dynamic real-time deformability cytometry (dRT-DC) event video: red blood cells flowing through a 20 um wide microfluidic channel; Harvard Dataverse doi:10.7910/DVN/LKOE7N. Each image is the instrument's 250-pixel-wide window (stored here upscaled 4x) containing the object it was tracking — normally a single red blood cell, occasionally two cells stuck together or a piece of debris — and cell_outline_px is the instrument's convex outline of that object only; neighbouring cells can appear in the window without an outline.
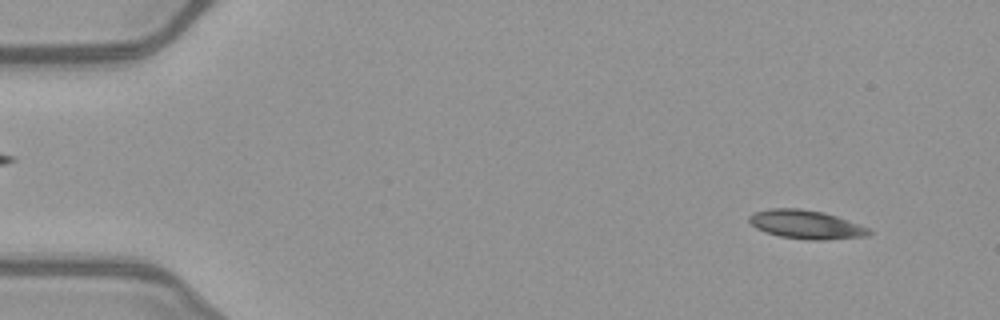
{"species": "common noctule bat (a hibernating species)", "species_latin": "Nyctalus noctula", "temperature_condition": "warm", "stored_images_in_passage": 50, "camera_frame_rate_fps": 3000, "um_per_image_px": 0.085, "animal": {"sex": "female", "body_mass_g": 21.9}, "frame": {"image": 1, "passage_image": 4, "time_ms": 1.0, "image_size_px": [1000, 320], "cell_outline_px": [[872, 232], [868, 236], [812, 240], [780, 236], [764, 232], [756, 228], [748, 220], [748, 216], [756, 212], [772, 208], [800, 208], [824, 212], [836, 216], [868, 228]], "centroid_in_image_um": [68.48, 19.07], "position_along_channel_um": 16.5, "area_um2": 19.71}}
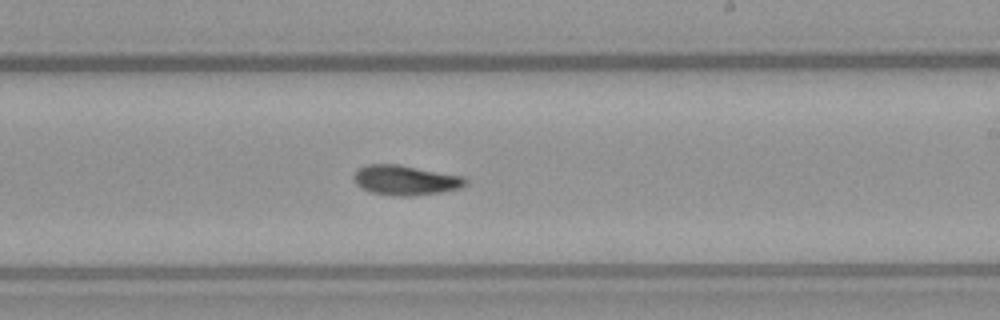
{"frame": {"image": 2, "passage_image": 30, "time_ms": 9.667, "image_size_px": [1000, 320], "cell_outline_px": [[468, 184], [460, 188], [444, 192], [412, 196], [392, 196], [372, 192], [356, 184], [352, 176], [364, 164], [400, 164], [464, 176], [468, 180]], "centroid_in_image_um": [34.51, 15.31], "position_along_channel_um": 254.5, "area_um2": 19.71}}
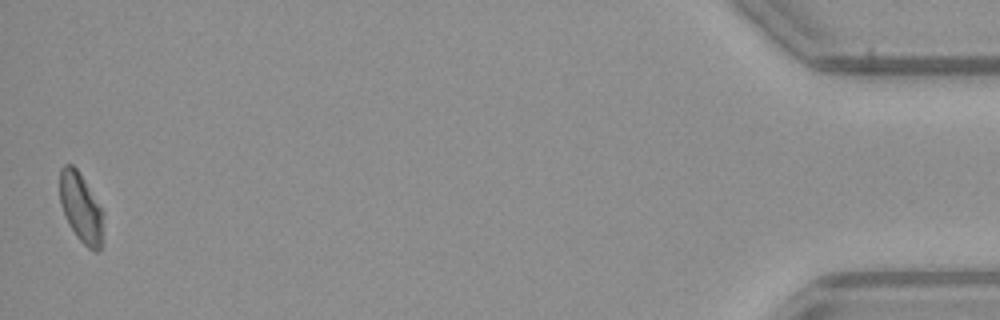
{"frame": {"image": 3, "passage_image": 50, "time_ms": 16.333, "image_size_px": [1000, 320], "cell_outline_px": [[104, 212], [100, 252], [92, 252], [76, 236], [68, 224], [60, 204], [60, 168], [64, 164], [72, 164], [80, 172]], "centroid_in_image_um": [6.88, 17.67], "position_along_channel_um": 428.3, "area_um2": 17.86}, "authors_computed_cell_mechanics": {"area_um2": 19.0162, "velocity_mm_per_s": 4.0383, "shape_relaxation_time_tau1_ms": 10.7797, "shape_relaxation_time_tau2_ms": 6.7283, "deformation_change_tau1": 0.2508, "deformation_change_tau2": 0.1306}}